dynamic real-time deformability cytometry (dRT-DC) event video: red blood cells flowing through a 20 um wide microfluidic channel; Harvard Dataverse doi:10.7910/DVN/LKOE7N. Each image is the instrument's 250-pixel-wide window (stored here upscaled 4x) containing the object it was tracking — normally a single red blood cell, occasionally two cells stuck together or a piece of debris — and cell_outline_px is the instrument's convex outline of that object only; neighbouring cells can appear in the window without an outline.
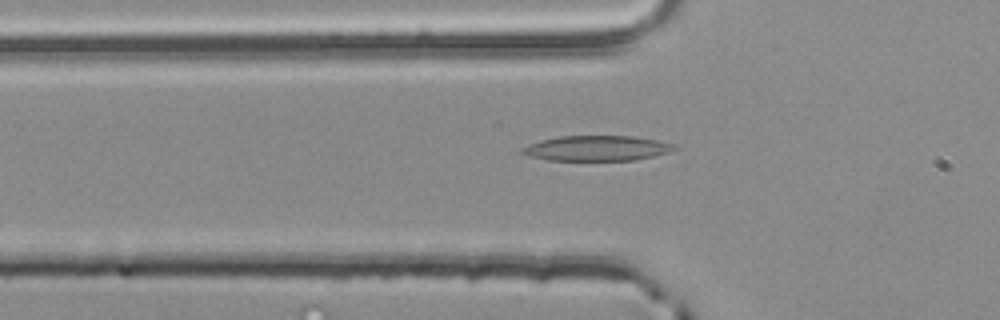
{"species": "common noctule bat (a hibernating species)", "species_latin": "Nyctalus noctula", "temperature_condition": "room temperature", "stored_images_in_passage": 39, "camera_frame_rate_fps": 3000, "um_per_image_px": 0.085, "animal": {"sex": "male", "body_mass_g": 20.4}, "frame": {"image": 1, "passage_image": 4, "time_ms": 1.0, "image_size_px": [1000, 320], "cell_outline_px": [[676, 148], [668, 152], [652, 156], [632, 160], [548, 160], [528, 156], [520, 152], [520, 148], [528, 144], [540, 140], [560, 136], [632, 136], [656, 140], [676, 144]], "centroid_in_image_um": [50.67, 12.59], "position_along_channel_um": 75.1, "area_um2": 22.25}}
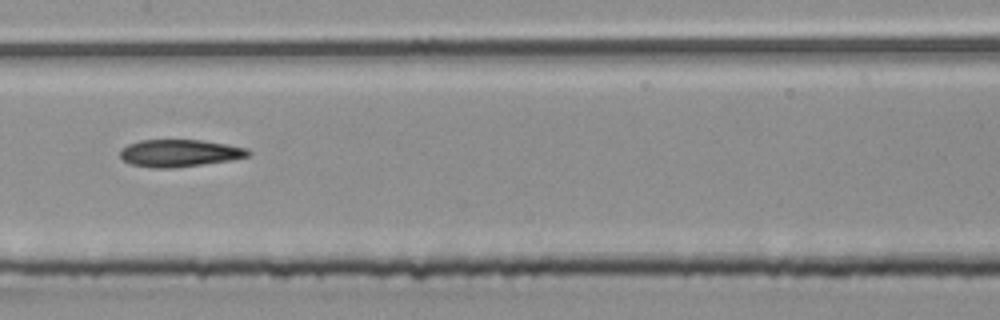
{"frame": {"image": 2, "passage_image": 13, "time_ms": 4.0, "image_size_px": [1000, 320], "cell_outline_px": [[252, 156], [232, 160], [172, 168], [152, 168], [132, 164], [124, 160], [120, 156], [120, 152], [128, 144], [140, 140], [200, 140], [248, 148], [252, 152]], "centroid_in_image_um": [15.31, 13.02], "position_along_channel_um": 192.1, "area_um2": 20.29}}
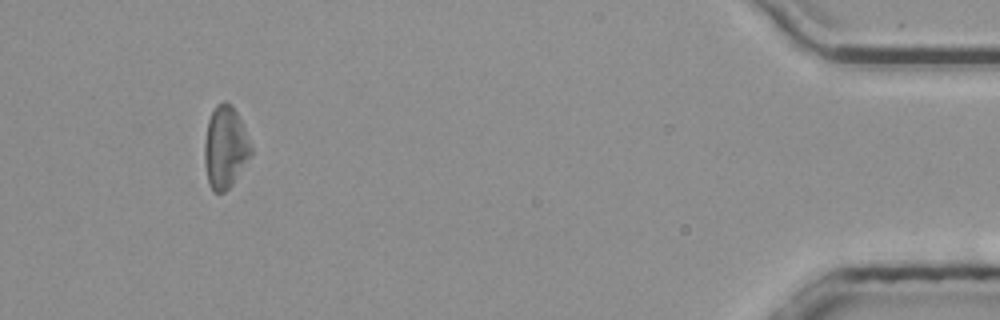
{"frame": {"image": 3, "passage_image": 36, "time_ms": 11.667, "image_size_px": [1000, 320], "cell_outline_px": [[252, 152], [232, 184], [224, 192], [216, 192], [208, 184], [204, 164], [204, 140], [208, 120], [216, 104], [224, 100], [232, 104], [240, 120], [252, 148]], "centroid_in_image_um": [19.11, 12.5], "position_along_channel_um": 416.1, "area_um2": 22.02}, "authors_computed_cell_mechanics": {"area_um2": 21.2704, "velocity_mm_per_s": 3.8725, "shape_relaxation_time_tau1_ms": null, "shape_relaxation_time_tau2_ms": 5.9429, "deformation_change_tau1": null, "deformation_change_tau2": 0.1709}}